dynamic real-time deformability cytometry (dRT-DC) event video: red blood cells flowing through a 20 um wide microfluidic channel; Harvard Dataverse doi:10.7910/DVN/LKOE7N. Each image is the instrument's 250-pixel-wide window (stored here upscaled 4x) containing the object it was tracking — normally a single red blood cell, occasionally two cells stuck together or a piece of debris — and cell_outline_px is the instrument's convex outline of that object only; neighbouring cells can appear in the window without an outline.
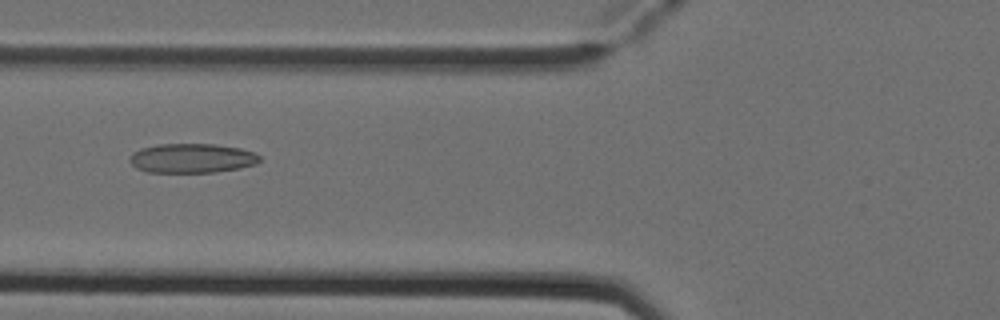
{"species": "Egyptian fruit bat (a non-hibernating species)", "species_latin": "Rousettus aegyptiacus", "temperature_condition": "cold", "stored_images_in_passage": 6, "camera_frame_rate_fps": 3000, "um_per_image_px": 0.085, "animal": {"sex": "female"}, "frame": {"image": 1, "passage_image": 6, "time_ms": 1.667, "image_size_px": [1000, 320], "cell_outline_px": [[260, 160], [256, 164], [240, 168], [212, 172], [148, 172], [136, 168], [128, 160], [132, 152], [140, 148], [160, 144], [212, 144], [240, 148], [252, 152], [260, 156]], "centroid_in_image_um": [16.28, 13.45], "position_along_channel_um": 109.5, "area_um2": 22.2}}